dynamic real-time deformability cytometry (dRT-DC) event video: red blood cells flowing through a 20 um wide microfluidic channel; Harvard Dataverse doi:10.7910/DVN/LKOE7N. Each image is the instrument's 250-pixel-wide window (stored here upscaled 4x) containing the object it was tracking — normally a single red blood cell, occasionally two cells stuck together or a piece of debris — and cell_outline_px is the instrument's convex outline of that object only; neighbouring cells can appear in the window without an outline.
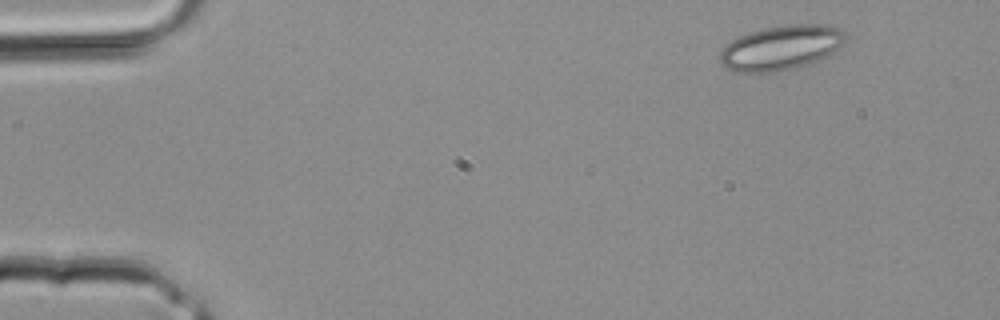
{"species": "common noctule bat (a hibernating species)", "species_latin": "Nyctalus noctula", "temperature_condition": "room temperature", "stored_images_in_passage": 3, "camera_frame_rate_fps": 3000, "um_per_image_px": 0.085, "animal": {"sex": "male", "body_mass_g": 20.4}, "frame": {"image": 1, "passage_image": 1, "time_ms": 0.0, "image_size_px": [1000, 320], "cell_outline_px": [[848, 36], [832, 52], [812, 64], [772, 72], [732, 72], [724, 68], [720, 64], [720, 52], [736, 36], [748, 32], [764, 28], [788, 24], [824, 24], [836, 28], [844, 32]], "centroid_in_image_um": [66.34, 4.06], "position_along_channel_um": 18.7, "area_um2": 32.66}}